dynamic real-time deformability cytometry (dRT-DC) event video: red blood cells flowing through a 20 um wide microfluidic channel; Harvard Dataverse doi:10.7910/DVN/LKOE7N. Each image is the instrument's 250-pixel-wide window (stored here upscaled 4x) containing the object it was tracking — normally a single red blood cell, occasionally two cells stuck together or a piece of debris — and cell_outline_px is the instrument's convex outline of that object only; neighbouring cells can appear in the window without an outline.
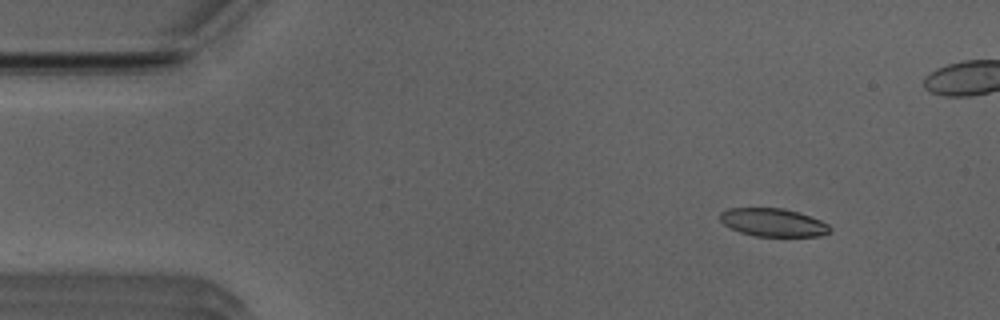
{"species": "Egyptian fruit bat (a non-hibernating species)", "species_latin": "Rousettus aegyptiacus", "temperature_condition": "room temperature", "stored_images_in_passage": 40, "camera_frame_rate_fps": 3000, "um_per_image_px": 0.085, "animal": {"sex": "male"}, "frame": {"image": 1, "passage_image": 5, "time_ms": 1.333, "image_size_px": [1000, 320], "cell_outline_px": [[832, 228], [828, 232], [820, 236], [756, 236], [740, 232], [728, 228], [720, 220], [720, 212], [728, 208], [784, 208], [800, 212], [820, 220], [828, 224]], "centroid_in_image_um": [65.7, 18.9], "position_along_channel_um": 19.3, "area_um2": 18.09}}
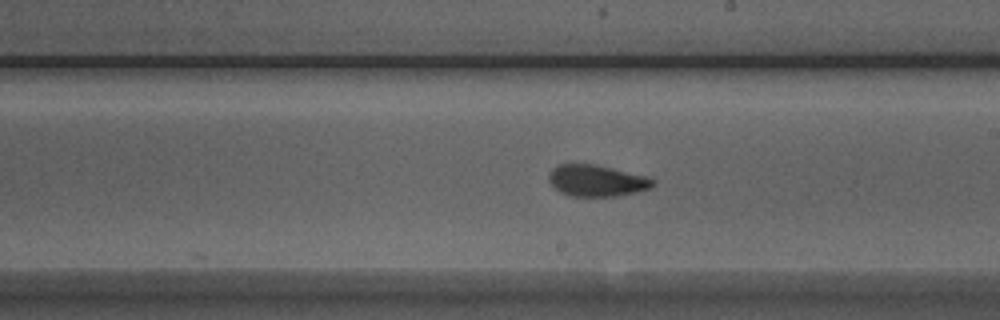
{"frame": {"image": 2, "passage_image": 28, "time_ms": 9.0, "image_size_px": [1000, 320], "cell_outline_px": [[656, 184], [652, 188], [636, 192], [616, 196], [568, 196], [560, 192], [548, 180], [548, 176], [552, 168], [560, 164], [596, 164], [648, 176]], "centroid_in_image_um": [50.73, 15.35], "position_along_channel_um": 238.3, "area_um2": 19.19}}
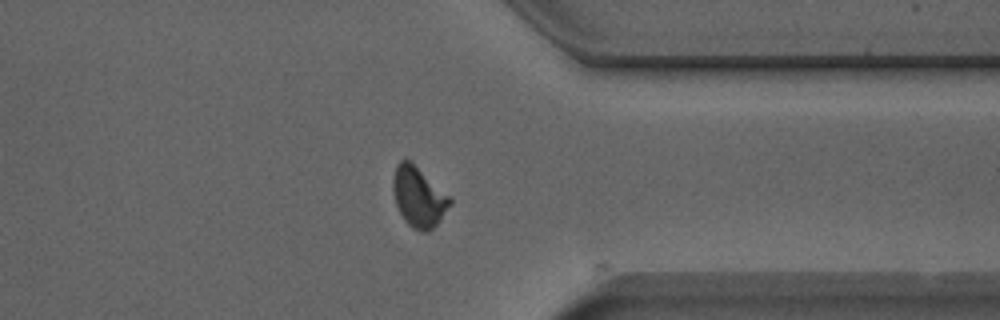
{"frame": {"image": 3, "passage_image": 39, "time_ms": 12.667, "image_size_px": [1000, 320], "cell_outline_px": [[452, 204], [440, 220], [428, 232], [420, 232], [412, 228], [404, 220], [396, 204], [392, 188], [392, 180], [396, 164], [400, 160], [412, 160], [452, 196]], "centroid_in_image_um": [35.61, 16.7], "position_along_channel_um": 375.8, "area_um2": 20.58}, "authors_computed_cell_mechanics": {"area_um2": 19.4786, "velocity_mm_per_s": 3.9415, "shape_relaxation_time_tau1_ms": 6.8072, "shape_relaxation_time_tau2_ms": 1.2596, "deformation_change_tau1": 0.1639, "deformation_change_tau2": 0.0653}}